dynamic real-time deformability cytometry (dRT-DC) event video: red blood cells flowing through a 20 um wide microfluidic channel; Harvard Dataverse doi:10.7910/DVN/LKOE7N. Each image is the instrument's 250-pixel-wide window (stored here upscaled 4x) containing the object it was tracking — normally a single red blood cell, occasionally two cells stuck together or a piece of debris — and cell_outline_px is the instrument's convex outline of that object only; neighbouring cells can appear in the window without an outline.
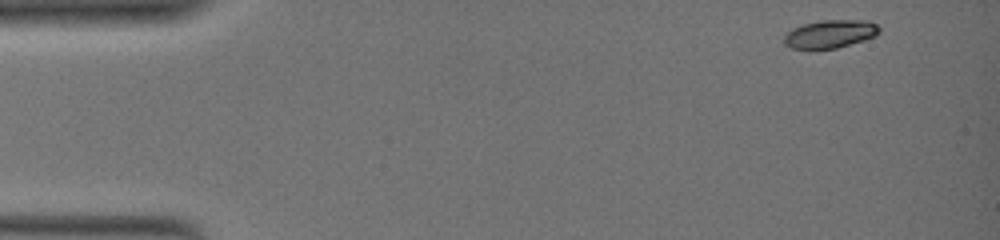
{"species": "common noctule bat (a hibernating species)", "species_latin": "Nyctalus noctula", "temperature_condition": "warm", "stored_images_in_passage": 54, "camera_frame_rate_fps": 3000, "um_per_image_px": 0.085, "animal": {"sex": "female", "body_mass_g": 19.0, "forearm_length_mm": 51.5}, "frame": {"image": 1, "passage_image": 1, "time_ms": 0.0, "image_size_px": [1000, 240], "cell_outline_px": [[880, 32], [876, 36], [864, 40], [836, 48], [812, 52], [792, 48], [784, 44], [784, 36], [792, 28], [804, 24], [820, 20], [868, 20], [876, 24], [880, 28]], "centroid_in_image_um": [70.53, 2.92], "position_along_channel_um": 14.5, "area_um2": 16.13}}
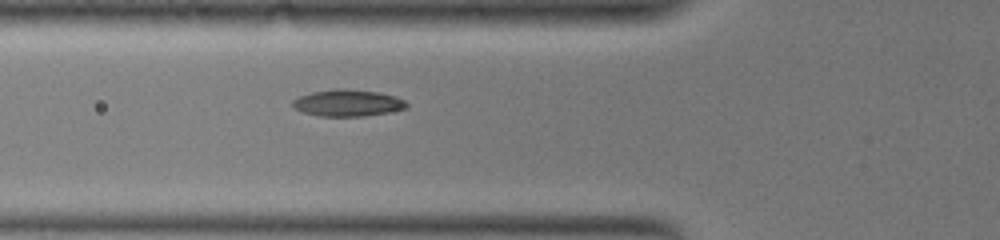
{"frame": {"image": 2, "passage_image": 29, "time_ms": 7.0, "image_size_px": [1000, 240], "cell_outline_px": [[408, 108], [388, 112], [364, 116], [320, 116], [300, 112], [292, 108], [292, 100], [300, 96], [312, 92], [332, 88], [344, 88], [380, 92], [396, 96], [404, 100], [408, 104]], "centroid_in_image_um": [29.53, 8.74], "position_along_channel_um": 96.3, "area_um2": 18.03}}
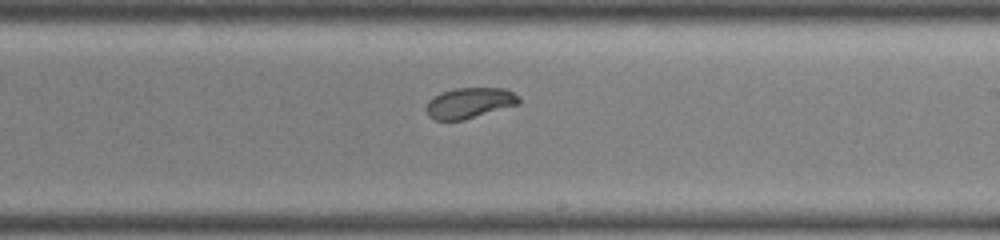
{"frame": {"image": 3, "passage_image": 52, "time_ms": 12.333, "image_size_px": [1000, 240], "cell_outline_px": [[520, 104], [464, 120], [436, 120], [428, 116], [424, 108], [428, 100], [432, 96], [440, 92], [456, 88], [504, 88], [512, 92], [520, 100]], "centroid_in_image_um": [39.85, 8.75], "position_along_channel_um": 249.1, "area_um2": 16.7}}